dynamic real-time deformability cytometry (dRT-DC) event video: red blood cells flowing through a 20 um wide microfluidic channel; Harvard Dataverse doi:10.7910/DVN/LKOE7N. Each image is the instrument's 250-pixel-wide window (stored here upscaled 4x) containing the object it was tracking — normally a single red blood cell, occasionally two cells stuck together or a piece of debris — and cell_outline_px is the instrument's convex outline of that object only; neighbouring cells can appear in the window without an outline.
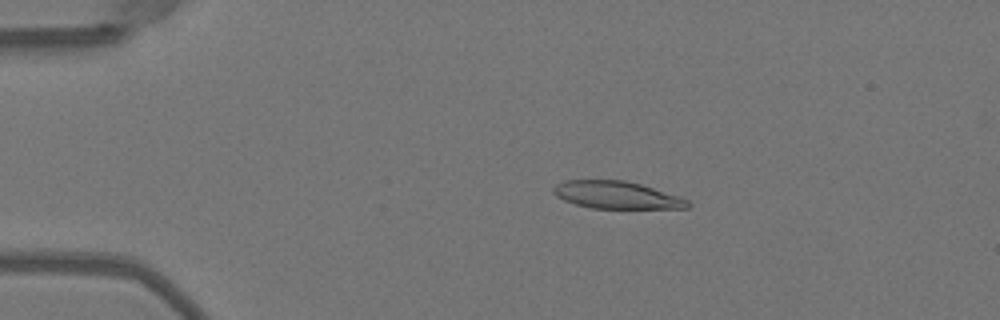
{"species": "Egyptian fruit bat (a non-hibernating species)", "species_latin": "Rousettus aegyptiacus", "temperature_condition": "warm", "stored_images_in_passage": 49, "camera_frame_rate_fps": 3000, "um_per_image_px": 0.085, "animal": {"sex": "female"}, "frame": {"image": 1, "passage_image": 9, "time_ms": 2.667, "image_size_px": [1000, 320], "cell_outline_px": [[692, 204], [688, 208], [588, 208], [564, 200], [556, 196], [552, 192], [552, 188], [556, 184], [564, 180], [624, 180], [640, 184], [680, 196], [688, 200]], "centroid_in_image_um": [52.4, 16.57], "position_along_channel_um": 32.6, "area_um2": 21.5}}
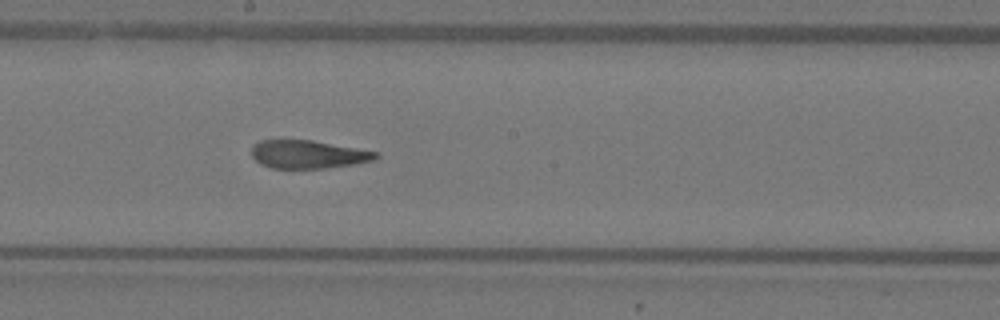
{"frame": {"image": 2, "passage_image": 27, "time_ms": 8.667, "image_size_px": [1000, 320], "cell_outline_px": [[380, 156], [376, 160], [356, 164], [324, 168], [272, 168], [260, 164], [252, 156], [252, 144], [260, 140], [312, 140], [380, 152]], "centroid_in_image_um": [26.23, 13.12], "position_along_channel_um": 222.0, "area_um2": 20.58}}
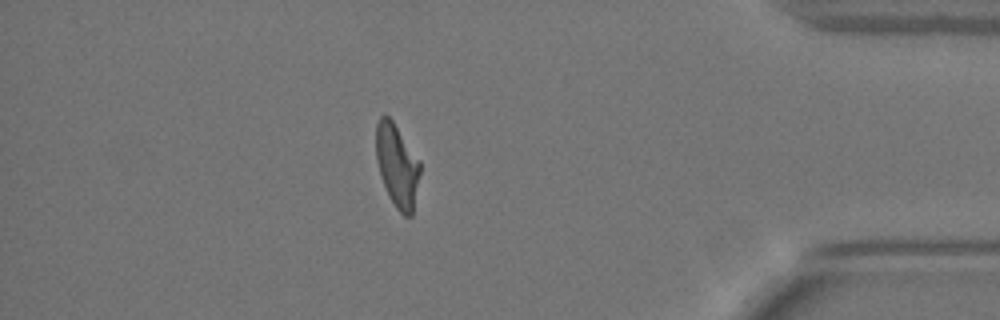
{"frame": {"image": 3, "passage_image": 43, "time_ms": 14.0, "image_size_px": [1000, 320], "cell_outline_px": [[420, 172], [412, 216], [404, 216], [396, 208], [388, 196], [376, 160], [376, 124], [380, 116], [388, 116], [392, 120], [420, 160]], "centroid_in_image_um": [33.76, 14.08], "position_along_channel_um": 401.4, "area_um2": 21.15}, "authors_computed_cell_mechanics": {"area_um2": 21.964, "velocity_mm_per_s": 4.0432, "shape_relaxation_time_tau1_ms": 9.3396, "shape_relaxation_time_tau2_ms": 1.7364, "deformation_change_tau1": 0.3076, "deformation_change_tau2": 0.1052}}